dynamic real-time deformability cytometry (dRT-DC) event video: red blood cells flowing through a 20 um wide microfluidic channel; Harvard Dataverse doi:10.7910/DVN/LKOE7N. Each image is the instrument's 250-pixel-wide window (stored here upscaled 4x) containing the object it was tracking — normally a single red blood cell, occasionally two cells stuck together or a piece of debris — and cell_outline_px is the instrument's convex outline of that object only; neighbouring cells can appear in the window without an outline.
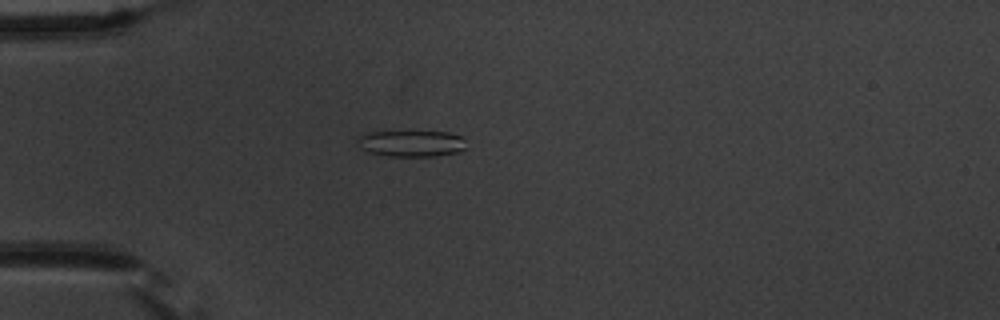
{"species": "common noctule bat (a hibernating species)", "species_latin": "Nyctalus noctula", "temperature_condition": "warm", "stored_images_in_passage": 4, "camera_frame_rate_fps": 3000, "um_per_image_px": 0.085, "animal": {"sex": "male", "body_mass_g": 20.1, "forearm_length_mm": 53.5}, "frame": {"image": 1, "passage_image": 4, "time_ms": 4.333, "image_size_px": [1000, 320], "cell_outline_px": [[464, 148], [460, 152], [436, 156], [388, 156], [368, 152], [360, 148], [356, 144], [356, 140], [360, 136], [372, 132], [448, 132], [460, 136], [464, 140]], "centroid_in_image_um": [34.94, 12.21], "position_along_channel_um": 50.1, "area_um2": 16.59}}